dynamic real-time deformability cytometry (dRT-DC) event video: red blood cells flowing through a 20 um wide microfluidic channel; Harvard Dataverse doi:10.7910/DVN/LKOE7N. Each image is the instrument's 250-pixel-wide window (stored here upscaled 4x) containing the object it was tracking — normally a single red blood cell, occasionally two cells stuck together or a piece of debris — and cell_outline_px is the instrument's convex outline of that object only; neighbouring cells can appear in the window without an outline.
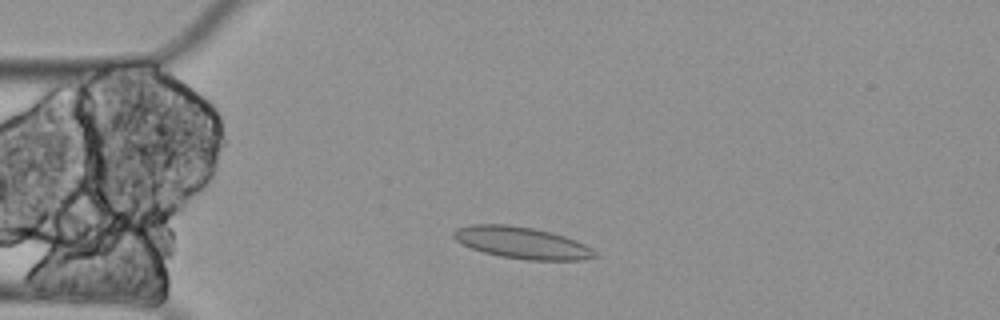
{"species": "Egyptian fruit bat (a non-hibernating species)", "species_latin": "Rousettus aegyptiacus", "temperature_condition": "cold", "stored_images_in_passage": 2, "camera_frame_rate_fps": 3000, "um_per_image_px": 0.085, "animal": {"sex": "female"}, "frame": {"image": 1, "passage_image": 2, "time_ms": 0.333, "image_size_px": [1000, 320], "cell_outline_px": [[600, 256], [580, 260], [528, 260], [500, 256], [484, 252], [472, 248], [456, 240], [452, 236], [452, 232], [456, 228], [472, 224], [508, 224], [532, 228], [564, 236], [576, 240], [592, 248]], "centroid_in_image_um": [44.37, 20.63], "position_along_channel_um": 40.6, "area_um2": 26.01}}